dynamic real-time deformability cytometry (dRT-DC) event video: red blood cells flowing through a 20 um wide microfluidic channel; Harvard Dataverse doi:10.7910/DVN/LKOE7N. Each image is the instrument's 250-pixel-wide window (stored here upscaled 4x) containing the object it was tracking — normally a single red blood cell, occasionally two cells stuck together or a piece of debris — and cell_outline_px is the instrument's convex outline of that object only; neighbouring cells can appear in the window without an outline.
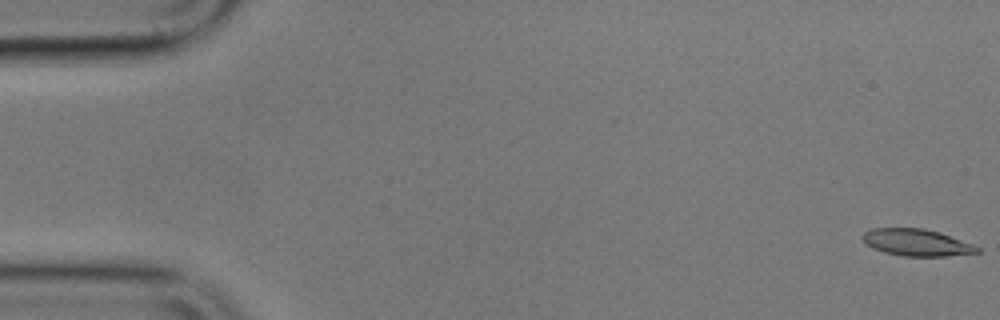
{"species": "common noctule bat (a hibernating species)", "species_latin": "Nyctalus noctula", "temperature_condition": "cold", "stored_images_in_passage": 8, "camera_frame_rate_fps": 3000, "um_per_image_px": 0.085, "animal": {"sex": "male", "body_mass_g": 17.9}, "frame": {"image": 1, "passage_image": 1, "time_ms": 0.0, "image_size_px": [1000, 320], "cell_outline_px": [[980, 252], [944, 256], [904, 256], [884, 252], [872, 248], [864, 244], [860, 236], [864, 232], [872, 228], [924, 228], [940, 232], [972, 244], [980, 248]], "centroid_in_image_um": [77.85, 20.6], "position_along_channel_um": 7.1, "area_um2": 18.03}}
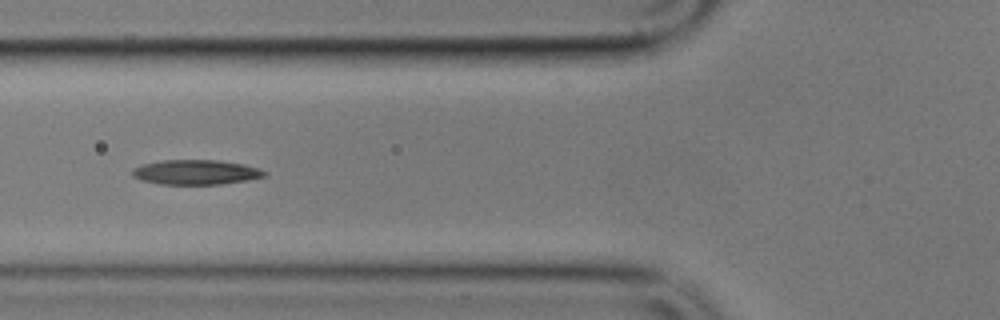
{"frame": {"image": 2, "passage_image": 7, "time_ms": 7.0, "image_size_px": [1000, 320], "cell_outline_px": [[268, 172], [264, 176], [248, 180], [220, 184], [160, 184], [140, 180], [132, 176], [132, 168], [144, 164], [164, 160], [216, 160], [244, 164], [260, 168]], "centroid_in_image_um": [16.65, 14.64], "position_along_channel_um": 109.1, "area_um2": 19.07}}
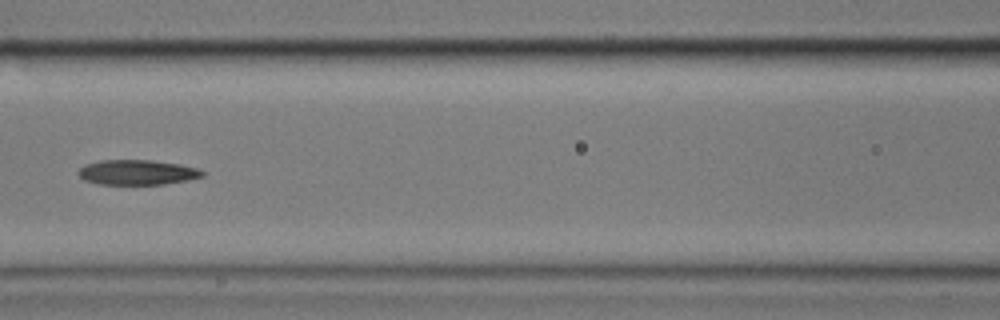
{"frame": {"image": 3, "passage_image": 8, "time_ms": 8.333, "image_size_px": [1000, 320], "cell_outline_px": [[204, 176], [188, 180], [164, 184], [96, 184], [84, 180], [76, 172], [84, 164], [100, 160], [152, 160], [180, 164], [196, 168], [204, 172]], "centroid_in_image_um": [11.63, 14.64], "position_along_channel_um": 155.0, "area_um2": 18.15}}